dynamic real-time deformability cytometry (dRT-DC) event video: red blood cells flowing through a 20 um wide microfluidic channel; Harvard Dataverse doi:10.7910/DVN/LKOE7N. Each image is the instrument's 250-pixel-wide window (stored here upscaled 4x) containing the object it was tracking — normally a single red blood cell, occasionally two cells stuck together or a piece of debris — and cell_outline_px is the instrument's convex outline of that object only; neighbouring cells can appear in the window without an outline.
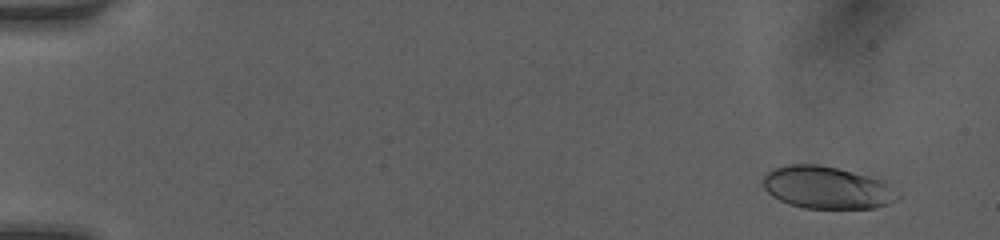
{"species": "human", "species_latin": "Homo sapiens", "temperature_condition": "room temperature", "stored_images_in_passage": 22, "camera_frame_rate_fps": 3000, "um_per_image_px": 0.085, "donor": {"sex": "female"}, "frame": {"image": 1, "passage_image": 1, "time_ms": 0.0, "image_size_px": [1000, 240], "cell_outline_px": [[900, 196], [896, 200], [888, 204], [876, 208], [804, 208], [788, 204], [772, 196], [764, 188], [764, 176], [772, 168], [784, 164], [820, 164], [852, 172], [876, 180], [900, 192]], "centroid_in_image_um": [70.24, 15.95], "position_along_channel_um": 14.8, "area_um2": 32.89}}
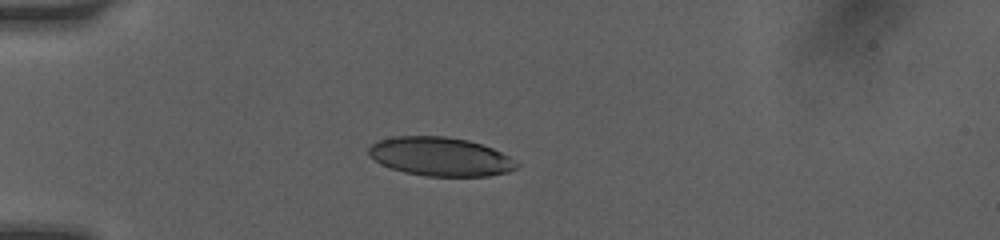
{"frame": {"image": 2, "passage_image": 18, "time_ms": 3.667, "image_size_px": [1000, 240], "cell_outline_px": [[520, 164], [516, 168], [508, 172], [488, 176], [428, 176], [404, 172], [392, 168], [368, 156], [368, 148], [376, 140], [392, 136], [444, 136], [468, 140], [492, 148], [508, 156]], "centroid_in_image_um": [37.41, 13.3], "position_along_channel_um": 47.6, "area_um2": 33.35}}